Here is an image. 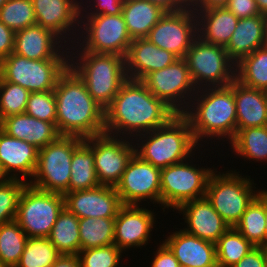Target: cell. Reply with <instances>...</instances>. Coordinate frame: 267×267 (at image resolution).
<instances>
[{
	"label": "cell",
	"instance_id": "32",
	"mask_svg": "<svg viewBox=\"0 0 267 267\" xmlns=\"http://www.w3.org/2000/svg\"><path fill=\"white\" fill-rule=\"evenodd\" d=\"M236 80L246 87L267 91V45L236 64Z\"/></svg>",
	"mask_w": 267,
	"mask_h": 267
},
{
	"label": "cell",
	"instance_id": "40",
	"mask_svg": "<svg viewBox=\"0 0 267 267\" xmlns=\"http://www.w3.org/2000/svg\"><path fill=\"white\" fill-rule=\"evenodd\" d=\"M27 184L9 178L0 184V225L15 220L20 196Z\"/></svg>",
	"mask_w": 267,
	"mask_h": 267
},
{
	"label": "cell",
	"instance_id": "45",
	"mask_svg": "<svg viewBox=\"0 0 267 267\" xmlns=\"http://www.w3.org/2000/svg\"><path fill=\"white\" fill-rule=\"evenodd\" d=\"M83 1L84 0H80V16L122 14L124 0H91V1L86 0L84 2Z\"/></svg>",
	"mask_w": 267,
	"mask_h": 267
},
{
	"label": "cell",
	"instance_id": "41",
	"mask_svg": "<svg viewBox=\"0 0 267 267\" xmlns=\"http://www.w3.org/2000/svg\"><path fill=\"white\" fill-rule=\"evenodd\" d=\"M125 254L116 245L80 250L77 254L81 267H121L120 260Z\"/></svg>",
	"mask_w": 267,
	"mask_h": 267
},
{
	"label": "cell",
	"instance_id": "3",
	"mask_svg": "<svg viewBox=\"0 0 267 267\" xmlns=\"http://www.w3.org/2000/svg\"><path fill=\"white\" fill-rule=\"evenodd\" d=\"M182 115L189 121L196 142L203 148L202 143H207L208 147L213 139L219 140L217 143L228 141V144L236 134V103L229 85L198 89ZM204 138L209 139L208 142Z\"/></svg>",
	"mask_w": 267,
	"mask_h": 267
},
{
	"label": "cell",
	"instance_id": "42",
	"mask_svg": "<svg viewBox=\"0 0 267 267\" xmlns=\"http://www.w3.org/2000/svg\"><path fill=\"white\" fill-rule=\"evenodd\" d=\"M24 113L39 120L56 124V98L54 91L30 93Z\"/></svg>",
	"mask_w": 267,
	"mask_h": 267
},
{
	"label": "cell",
	"instance_id": "57",
	"mask_svg": "<svg viewBox=\"0 0 267 267\" xmlns=\"http://www.w3.org/2000/svg\"><path fill=\"white\" fill-rule=\"evenodd\" d=\"M8 0H0V9L6 4Z\"/></svg>",
	"mask_w": 267,
	"mask_h": 267
},
{
	"label": "cell",
	"instance_id": "18",
	"mask_svg": "<svg viewBox=\"0 0 267 267\" xmlns=\"http://www.w3.org/2000/svg\"><path fill=\"white\" fill-rule=\"evenodd\" d=\"M146 206L123 205L115 217L114 245L124 253L132 247L142 249L151 241L157 219L154 209Z\"/></svg>",
	"mask_w": 267,
	"mask_h": 267
},
{
	"label": "cell",
	"instance_id": "31",
	"mask_svg": "<svg viewBox=\"0 0 267 267\" xmlns=\"http://www.w3.org/2000/svg\"><path fill=\"white\" fill-rule=\"evenodd\" d=\"M47 238L61 254L77 255L81 250L79 218L64 208Z\"/></svg>",
	"mask_w": 267,
	"mask_h": 267
},
{
	"label": "cell",
	"instance_id": "12",
	"mask_svg": "<svg viewBox=\"0 0 267 267\" xmlns=\"http://www.w3.org/2000/svg\"><path fill=\"white\" fill-rule=\"evenodd\" d=\"M68 67L69 59L34 60L11 53L0 62V76L31 93L53 91Z\"/></svg>",
	"mask_w": 267,
	"mask_h": 267
},
{
	"label": "cell",
	"instance_id": "23",
	"mask_svg": "<svg viewBox=\"0 0 267 267\" xmlns=\"http://www.w3.org/2000/svg\"><path fill=\"white\" fill-rule=\"evenodd\" d=\"M162 242L170 249L181 267H219L216 260V243L185 232L169 233Z\"/></svg>",
	"mask_w": 267,
	"mask_h": 267
},
{
	"label": "cell",
	"instance_id": "17",
	"mask_svg": "<svg viewBox=\"0 0 267 267\" xmlns=\"http://www.w3.org/2000/svg\"><path fill=\"white\" fill-rule=\"evenodd\" d=\"M36 24L52 31L68 47L80 31L79 0H32Z\"/></svg>",
	"mask_w": 267,
	"mask_h": 267
},
{
	"label": "cell",
	"instance_id": "2",
	"mask_svg": "<svg viewBox=\"0 0 267 267\" xmlns=\"http://www.w3.org/2000/svg\"><path fill=\"white\" fill-rule=\"evenodd\" d=\"M53 91L56 126L61 135L85 139L105 133V109L91 97L84 81L70 66Z\"/></svg>",
	"mask_w": 267,
	"mask_h": 267
},
{
	"label": "cell",
	"instance_id": "35",
	"mask_svg": "<svg viewBox=\"0 0 267 267\" xmlns=\"http://www.w3.org/2000/svg\"><path fill=\"white\" fill-rule=\"evenodd\" d=\"M28 236L14 220L0 225V263L15 267L25 249Z\"/></svg>",
	"mask_w": 267,
	"mask_h": 267
},
{
	"label": "cell",
	"instance_id": "21",
	"mask_svg": "<svg viewBox=\"0 0 267 267\" xmlns=\"http://www.w3.org/2000/svg\"><path fill=\"white\" fill-rule=\"evenodd\" d=\"M175 211L183 216L187 226L183 228L185 232L213 243L230 228L206 196L187 201Z\"/></svg>",
	"mask_w": 267,
	"mask_h": 267
},
{
	"label": "cell",
	"instance_id": "9",
	"mask_svg": "<svg viewBox=\"0 0 267 267\" xmlns=\"http://www.w3.org/2000/svg\"><path fill=\"white\" fill-rule=\"evenodd\" d=\"M83 140L78 136L61 135L40 148L36 169L28 184L47 192L69 193L73 151Z\"/></svg>",
	"mask_w": 267,
	"mask_h": 267
},
{
	"label": "cell",
	"instance_id": "50",
	"mask_svg": "<svg viewBox=\"0 0 267 267\" xmlns=\"http://www.w3.org/2000/svg\"><path fill=\"white\" fill-rule=\"evenodd\" d=\"M159 5L166 12L182 11L191 8V0H148Z\"/></svg>",
	"mask_w": 267,
	"mask_h": 267
},
{
	"label": "cell",
	"instance_id": "30",
	"mask_svg": "<svg viewBox=\"0 0 267 267\" xmlns=\"http://www.w3.org/2000/svg\"><path fill=\"white\" fill-rule=\"evenodd\" d=\"M231 144L232 153L243 157L244 161L265 162L267 161V128L252 127L236 130Z\"/></svg>",
	"mask_w": 267,
	"mask_h": 267
},
{
	"label": "cell",
	"instance_id": "55",
	"mask_svg": "<svg viewBox=\"0 0 267 267\" xmlns=\"http://www.w3.org/2000/svg\"><path fill=\"white\" fill-rule=\"evenodd\" d=\"M6 179H7V177L4 175V173L0 167V184L3 183Z\"/></svg>",
	"mask_w": 267,
	"mask_h": 267
},
{
	"label": "cell",
	"instance_id": "20",
	"mask_svg": "<svg viewBox=\"0 0 267 267\" xmlns=\"http://www.w3.org/2000/svg\"><path fill=\"white\" fill-rule=\"evenodd\" d=\"M69 51L57 35L39 24L15 32L13 53L28 59H69Z\"/></svg>",
	"mask_w": 267,
	"mask_h": 267
},
{
	"label": "cell",
	"instance_id": "54",
	"mask_svg": "<svg viewBox=\"0 0 267 267\" xmlns=\"http://www.w3.org/2000/svg\"><path fill=\"white\" fill-rule=\"evenodd\" d=\"M261 14L267 15V0H255Z\"/></svg>",
	"mask_w": 267,
	"mask_h": 267
},
{
	"label": "cell",
	"instance_id": "22",
	"mask_svg": "<svg viewBox=\"0 0 267 267\" xmlns=\"http://www.w3.org/2000/svg\"><path fill=\"white\" fill-rule=\"evenodd\" d=\"M38 150L33 144L8 136L0 129V167L7 178L29 183L36 169Z\"/></svg>",
	"mask_w": 267,
	"mask_h": 267
},
{
	"label": "cell",
	"instance_id": "24",
	"mask_svg": "<svg viewBox=\"0 0 267 267\" xmlns=\"http://www.w3.org/2000/svg\"><path fill=\"white\" fill-rule=\"evenodd\" d=\"M178 59L173 53L157 47L146 38L134 39L125 56L127 77L142 80L147 74L166 68Z\"/></svg>",
	"mask_w": 267,
	"mask_h": 267
},
{
	"label": "cell",
	"instance_id": "46",
	"mask_svg": "<svg viewBox=\"0 0 267 267\" xmlns=\"http://www.w3.org/2000/svg\"><path fill=\"white\" fill-rule=\"evenodd\" d=\"M226 8L238 19L261 15L255 0H228Z\"/></svg>",
	"mask_w": 267,
	"mask_h": 267
},
{
	"label": "cell",
	"instance_id": "19",
	"mask_svg": "<svg viewBox=\"0 0 267 267\" xmlns=\"http://www.w3.org/2000/svg\"><path fill=\"white\" fill-rule=\"evenodd\" d=\"M65 208L77 218H115L123 206L115 187L95 188L64 194Z\"/></svg>",
	"mask_w": 267,
	"mask_h": 267
},
{
	"label": "cell",
	"instance_id": "53",
	"mask_svg": "<svg viewBox=\"0 0 267 267\" xmlns=\"http://www.w3.org/2000/svg\"><path fill=\"white\" fill-rule=\"evenodd\" d=\"M256 198L264 205L266 217L264 247H267V189H260Z\"/></svg>",
	"mask_w": 267,
	"mask_h": 267
},
{
	"label": "cell",
	"instance_id": "14",
	"mask_svg": "<svg viewBox=\"0 0 267 267\" xmlns=\"http://www.w3.org/2000/svg\"><path fill=\"white\" fill-rule=\"evenodd\" d=\"M161 169L141 160L136 154L129 160L115 186L123 205H141L147 201L160 206ZM150 201V202H149Z\"/></svg>",
	"mask_w": 267,
	"mask_h": 267
},
{
	"label": "cell",
	"instance_id": "34",
	"mask_svg": "<svg viewBox=\"0 0 267 267\" xmlns=\"http://www.w3.org/2000/svg\"><path fill=\"white\" fill-rule=\"evenodd\" d=\"M254 248L235 227H230L216 242L217 265L232 267Z\"/></svg>",
	"mask_w": 267,
	"mask_h": 267
},
{
	"label": "cell",
	"instance_id": "38",
	"mask_svg": "<svg viewBox=\"0 0 267 267\" xmlns=\"http://www.w3.org/2000/svg\"><path fill=\"white\" fill-rule=\"evenodd\" d=\"M0 21L14 32L36 24L32 0H8L0 9Z\"/></svg>",
	"mask_w": 267,
	"mask_h": 267
},
{
	"label": "cell",
	"instance_id": "44",
	"mask_svg": "<svg viewBox=\"0 0 267 267\" xmlns=\"http://www.w3.org/2000/svg\"><path fill=\"white\" fill-rule=\"evenodd\" d=\"M0 129L8 136L30 143L31 116L22 113L4 118L0 122Z\"/></svg>",
	"mask_w": 267,
	"mask_h": 267
},
{
	"label": "cell",
	"instance_id": "49",
	"mask_svg": "<svg viewBox=\"0 0 267 267\" xmlns=\"http://www.w3.org/2000/svg\"><path fill=\"white\" fill-rule=\"evenodd\" d=\"M232 267H265L263 247H255Z\"/></svg>",
	"mask_w": 267,
	"mask_h": 267
},
{
	"label": "cell",
	"instance_id": "48",
	"mask_svg": "<svg viewBox=\"0 0 267 267\" xmlns=\"http://www.w3.org/2000/svg\"><path fill=\"white\" fill-rule=\"evenodd\" d=\"M15 32L0 21V62L13 53Z\"/></svg>",
	"mask_w": 267,
	"mask_h": 267
},
{
	"label": "cell",
	"instance_id": "13",
	"mask_svg": "<svg viewBox=\"0 0 267 267\" xmlns=\"http://www.w3.org/2000/svg\"><path fill=\"white\" fill-rule=\"evenodd\" d=\"M141 81L151 93L163 100L177 114H182L188 108L197 92L184 58L147 74Z\"/></svg>",
	"mask_w": 267,
	"mask_h": 267
},
{
	"label": "cell",
	"instance_id": "51",
	"mask_svg": "<svg viewBox=\"0 0 267 267\" xmlns=\"http://www.w3.org/2000/svg\"><path fill=\"white\" fill-rule=\"evenodd\" d=\"M228 0H191L193 11L209 10L212 8L226 7Z\"/></svg>",
	"mask_w": 267,
	"mask_h": 267
},
{
	"label": "cell",
	"instance_id": "43",
	"mask_svg": "<svg viewBox=\"0 0 267 267\" xmlns=\"http://www.w3.org/2000/svg\"><path fill=\"white\" fill-rule=\"evenodd\" d=\"M61 134L56 124L31 117L30 144L40 149L56 141Z\"/></svg>",
	"mask_w": 267,
	"mask_h": 267
},
{
	"label": "cell",
	"instance_id": "1",
	"mask_svg": "<svg viewBox=\"0 0 267 267\" xmlns=\"http://www.w3.org/2000/svg\"><path fill=\"white\" fill-rule=\"evenodd\" d=\"M175 115L141 80L128 78L105 109V133L133 140L164 126Z\"/></svg>",
	"mask_w": 267,
	"mask_h": 267
},
{
	"label": "cell",
	"instance_id": "36",
	"mask_svg": "<svg viewBox=\"0 0 267 267\" xmlns=\"http://www.w3.org/2000/svg\"><path fill=\"white\" fill-rule=\"evenodd\" d=\"M60 255L48 238L28 237L15 267H51Z\"/></svg>",
	"mask_w": 267,
	"mask_h": 267
},
{
	"label": "cell",
	"instance_id": "15",
	"mask_svg": "<svg viewBox=\"0 0 267 267\" xmlns=\"http://www.w3.org/2000/svg\"><path fill=\"white\" fill-rule=\"evenodd\" d=\"M197 36L196 13L192 8H187L166 12L150 30L146 39L178 58H184Z\"/></svg>",
	"mask_w": 267,
	"mask_h": 267
},
{
	"label": "cell",
	"instance_id": "5",
	"mask_svg": "<svg viewBox=\"0 0 267 267\" xmlns=\"http://www.w3.org/2000/svg\"><path fill=\"white\" fill-rule=\"evenodd\" d=\"M69 66L86 84L88 93L104 109L128 79L125 57L118 54L69 51Z\"/></svg>",
	"mask_w": 267,
	"mask_h": 267
},
{
	"label": "cell",
	"instance_id": "56",
	"mask_svg": "<svg viewBox=\"0 0 267 267\" xmlns=\"http://www.w3.org/2000/svg\"><path fill=\"white\" fill-rule=\"evenodd\" d=\"M265 267H267V247H264Z\"/></svg>",
	"mask_w": 267,
	"mask_h": 267
},
{
	"label": "cell",
	"instance_id": "27",
	"mask_svg": "<svg viewBox=\"0 0 267 267\" xmlns=\"http://www.w3.org/2000/svg\"><path fill=\"white\" fill-rule=\"evenodd\" d=\"M197 18L198 37L208 43L226 46L239 19L226 7L194 11Z\"/></svg>",
	"mask_w": 267,
	"mask_h": 267
},
{
	"label": "cell",
	"instance_id": "16",
	"mask_svg": "<svg viewBox=\"0 0 267 267\" xmlns=\"http://www.w3.org/2000/svg\"><path fill=\"white\" fill-rule=\"evenodd\" d=\"M133 140L102 133L93 136V155L100 185L115 187L132 156Z\"/></svg>",
	"mask_w": 267,
	"mask_h": 267
},
{
	"label": "cell",
	"instance_id": "28",
	"mask_svg": "<svg viewBox=\"0 0 267 267\" xmlns=\"http://www.w3.org/2000/svg\"><path fill=\"white\" fill-rule=\"evenodd\" d=\"M166 13L148 0H124L122 15L132 40L146 38L150 30Z\"/></svg>",
	"mask_w": 267,
	"mask_h": 267
},
{
	"label": "cell",
	"instance_id": "25",
	"mask_svg": "<svg viewBox=\"0 0 267 267\" xmlns=\"http://www.w3.org/2000/svg\"><path fill=\"white\" fill-rule=\"evenodd\" d=\"M229 86L236 103V130L266 126L267 91L246 87L236 79Z\"/></svg>",
	"mask_w": 267,
	"mask_h": 267
},
{
	"label": "cell",
	"instance_id": "33",
	"mask_svg": "<svg viewBox=\"0 0 267 267\" xmlns=\"http://www.w3.org/2000/svg\"><path fill=\"white\" fill-rule=\"evenodd\" d=\"M115 218H81L79 234L81 250L114 244Z\"/></svg>",
	"mask_w": 267,
	"mask_h": 267
},
{
	"label": "cell",
	"instance_id": "6",
	"mask_svg": "<svg viewBox=\"0 0 267 267\" xmlns=\"http://www.w3.org/2000/svg\"><path fill=\"white\" fill-rule=\"evenodd\" d=\"M217 169L210 175L205 196L223 220L235 227L260 189L251 176H242L239 170L232 168L221 173Z\"/></svg>",
	"mask_w": 267,
	"mask_h": 267
},
{
	"label": "cell",
	"instance_id": "10",
	"mask_svg": "<svg viewBox=\"0 0 267 267\" xmlns=\"http://www.w3.org/2000/svg\"><path fill=\"white\" fill-rule=\"evenodd\" d=\"M184 60L197 90L228 86L236 79V63L229 57L225 47L205 42L198 36Z\"/></svg>",
	"mask_w": 267,
	"mask_h": 267
},
{
	"label": "cell",
	"instance_id": "7",
	"mask_svg": "<svg viewBox=\"0 0 267 267\" xmlns=\"http://www.w3.org/2000/svg\"><path fill=\"white\" fill-rule=\"evenodd\" d=\"M195 154L185 161L161 169L160 208L176 210L187 201L205 197L212 167H201L195 162ZM194 159V160H193ZM198 165V167H197Z\"/></svg>",
	"mask_w": 267,
	"mask_h": 267
},
{
	"label": "cell",
	"instance_id": "26",
	"mask_svg": "<svg viewBox=\"0 0 267 267\" xmlns=\"http://www.w3.org/2000/svg\"><path fill=\"white\" fill-rule=\"evenodd\" d=\"M267 45V15L239 19L229 43L225 46L229 57L237 64L244 56Z\"/></svg>",
	"mask_w": 267,
	"mask_h": 267
},
{
	"label": "cell",
	"instance_id": "39",
	"mask_svg": "<svg viewBox=\"0 0 267 267\" xmlns=\"http://www.w3.org/2000/svg\"><path fill=\"white\" fill-rule=\"evenodd\" d=\"M30 93L22 86L5 81L0 76V122L9 116L24 113Z\"/></svg>",
	"mask_w": 267,
	"mask_h": 267
},
{
	"label": "cell",
	"instance_id": "47",
	"mask_svg": "<svg viewBox=\"0 0 267 267\" xmlns=\"http://www.w3.org/2000/svg\"><path fill=\"white\" fill-rule=\"evenodd\" d=\"M151 267H181L170 249L162 242L156 251H153Z\"/></svg>",
	"mask_w": 267,
	"mask_h": 267
},
{
	"label": "cell",
	"instance_id": "11",
	"mask_svg": "<svg viewBox=\"0 0 267 267\" xmlns=\"http://www.w3.org/2000/svg\"><path fill=\"white\" fill-rule=\"evenodd\" d=\"M64 208L63 194L27 184L19 199L15 221L28 237L47 238Z\"/></svg>",
	"mask_w": 267,
	"mask_h": 267
},
{
	"label": "cell",
	"instance_id": "29",
	"mask_svg": "<svg viewBox=\"0 0 267 267\" xmlns=\"http://www.w3.org/2000/svg\"><path fill=\"white\" fill-rule=\"evenodd\" d=\"M69 192L95 188L100 185L93 155V136L85 138L73 151Z\"/></svg>",
	"mask_w": 267,
	"mask_h": 267
},
{
	"label": "cell",
	"instance_id": "4",
	"mask_svg": "<svg viewBox=\"0 0 267 267\" xmlns=\"http://www.w3.org/2000/svg\"><path fill=\"white\" fill-rule=\"evenodd\" d=\"M133 142L135 154L160 169L187 160L195 151L203 154L200 151L203 150L202 147L193 136L189 121L182 114L175 115L164 126L138 135Z\"/></svg>",
	"mask_w": 267,
	"mask_h": 267
},
{
	"label": "cell",
	"instance_id": "37",
	"mask_svg": "<svg viewBox=\"0 0 267 267\" xmlns=\"http://www.w3.org/2000/svg\"><path fill=\"white\" fill-rule=\"evenodd\" d=\"M266 217L264 205L255 198L235 228L255 247L264 248Z\"/></svg>",
	"mask_w": 267,
	"mask_h": 267
},
{
	"label": "cell",
	"instance_id": "52",
	"mask_svg": "<svg viewBox=\"0 0 267 267\" xmlns=\"http://www.w3.org/2000/svg\"><path fill=\"white\" fill-rule=\"evenodd\" d=\"M51 267H81L78 255L61 254Z\"/></svg>",
	"mask_w": 267,
	"mask_h": 267
},
{
	"label": "cell",
	"instance_id": "8",
	"mask_svg": "<svg viewBox=\"0 0 267 267\" xmlns=\"http://www.w3.org/2000/svg\"><path fill=\"white\" fill-rule=\"evenodd\" d=\"M132 41L122 14L80 16L77 44L70 46L69 50L125 57Z\"/></svg>",
	"mask_w": 267,
	"mask_h": 267
}]
</instances>
